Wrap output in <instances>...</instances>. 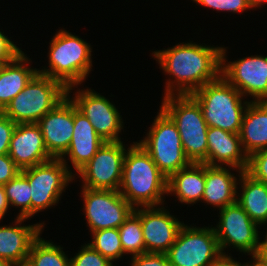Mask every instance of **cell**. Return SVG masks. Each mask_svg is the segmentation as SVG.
<instances>
[{
    "label": "cell",
    "mask_w": 267,
    "mask_h": 266,
    "mask_svg": "<svg viewBox=\"0 0 267 266\" xmlns=\"http://www.w3.org/2000/svg\"><path fill=\"white\" fill-rule=\"evenodd\" d=\"M151 55L170 77L165 81L164 96L191 94L221 76L222 46L190 40L152 51Z\"/></svg>",
    "instance_id": "1"
},
{
    "label": "cell",
    "mask_w": 267,
    "mask_h": 266,
    "mask_svg": "<svg viewBox=\"0 0 267 266\" xmlns=\"http://www.w3.org/2000/svg\"><path fill=\"white\" fill-rule=\"evenodd\" d=\"M168 178L158 169L139 142L130 143L123 163L120 194L133 207L161 206L166 203Z\"/></svg>",
    "instance_id": "2"
},
{
    "label": "cell",
    "mask_w": 267,
    "mask_h": 266,
    "mask_svg": "<svg viewBox=\"0 0 267 266\" xmlns=\"http://www.w3.org/2000/svg\"><path fill=\"white\" fill-rule=\"evenodd\" d=\"M49 44V65L38 68V73L60 81L66 88L85 83L93 71L91 44L65 28H59Z\"/></svg>",
    "instance_id": "3"
},
{
    "label": "cell",
    "mask_w": 267,
    "mask_h": 266,
    "mask_svg": "<svg viewBox=\"0 0 267 266\" xmlns=\"http://www.w3.org/2000/svg\"><path fill=\"white\" fill-rule=\"evenodd\" d=\"M190 95L200 105L208 127L239 134L245 110L251 99L247 100L222 75Z\"/></svg>",
    "instance_id": "4"
},
{
    "label": "cell",
    "mask_w": 267,
    "mask_h": 266,
    "mask_svg": "<svg viewBox=\"0 0 267 266\" xmlns=\"http://www.w3.org/2000/svg\"><path fill=\"white\" fill-rule=\"evenodd\" d=\"M159 106L176 124L186 157L207 164V129L202 109L190 95H166Z\"/></svg>",
    "instance_id": "5"
},
{
    "label": "cell",
    "mask_w": 267,
    "mask_h": 266,
    "mask_svg": "<svg viewBox=\"0 0 267 266\" xmlns=\"http://www.w3.org/2000/svg\"><path fill=\"white\" fill-rule=\"evenodd\" d=\"M67 96L58 80L37 73L2 111L14 123H37Z\"/></svg>",
    "instance_id": "6"
},
{
    "label": "cell",
    "mask_w": 267,
    "mask_h": 266,
    "mask_svg": "<svg viewBox=\"0 0 267 266\" xmlns=\"http://www.w3.org/2000/svg\"><path fill=\"white\" fill-rule=\"evenodd\" d=\"M148 131L141 140L158 169L169 178L173 173L191 164L186 157L180 134L172 119L159 108Z\"/></svg>",
    "instance_id": "7"
},
{
    "label": "cell",
    "mask_w": 267,
    "mask_h": 266,
    "mask_svg": "<svg viewBox=\"0 0 267 266\" xmlns=\"http://www.w3.org/2000/svg\"><path fill=\"white\" fill-rule=\"evenodd\" d=\"M21 173L28 179L30 185L31 218L46 209L56 207L69 183L76 180L60 158H52L23 169Z\"/></svg>",
    "instance_id": "8"
},
{
    "label": "cell",
    "mask_w": 267,
    "mask_h": 266,
    "mask_svg": "<svg viewBox=\"0 0 267 266\" xmlns=\"http://www.w3.org/2000/svg\"><path fill=\"white\" fill-rule=\"evenodd\" d=\"M184 224L165 253L171 266H211L223 254L213 225Z\"/></svg>",
    "instance_id": "9"
},
{
    "label": "cell",
    "mask_w": 267,
    "mask_h": 266,
    "mask_svg": "<svg viewBox=\"0 0 267 266\" xmlns=\"http://www.w3.org/2000/svg\"><path fill=\"white\" fill-rule=\"evenodd\" d=\"M218 218L213 228L222 254L232 255L227 250L232 248L239 254L253 258L258 248L259 230L262 228L252 221L237 202L219 209Z\"/></svg>",
    "instance_id": "10"
},
{
    "label": "cell",
    "mask_w": 267,
    "mask_h": 266,
    "mask_svg": "<svg viewBox=\"0 0 267 266\" xmlns=\"http://www.w3.org/2000/svg\"><path fill=\"white\" fill-rule=\"evenodd\" d=\"M78 87L75 85L67 88V95L75 103L77 109L92 123L96 133L105 142L122 141L120 134L125 123L114 102L94 89Z\"/></svg>",
    "instance_id": "11"
},
{
    "label": "cell",
    "mask_w": 267,
    "mask_h": 266,
    "mask_svg": "<svg viewBox=\"0 0 267 266\" xmlns=\"http://www.w3.org/2000/svg\"><path fill=\"white\" fill-rule=\"evenodd\" d=\"M80 194L89 232L119 228L134 210L119 190L81 187Z\"/></svg>",
    "instance_id": "12"
},
{
    "label": "cell",
    "mask_w": 267,
    "mask_h": 266,
    "mask_svg": "<svg viewBox=\"0 0 267 266\" xmlns=\"http://www.w3.org/2000/svg\"><path fill=\"white\" fill-rule=\"evenodd\" d=\"M126 151L123 141L104 142L75 178L88 189L119 190Z\"/></svg>",
    "instance_id": "13"
},
{
    "label": "cell",
    "mask_w": 267,
    "mask_h": 266,
    "mask_svg": "<svg viewBox=\"0 0 267 266\" xmlns=\"http://www.w3.org/2000/svg\"><path fill=\"white\" fill-rule=\"evenodd\" d=\"M222 47L221 75L246 99L267 101V56L251 55L227 60V50Z\"/></svg>",
    "instance_id": "14"
},
{
    "label": "cell",
    "mask_w": 267,
    "mask_h": 266,
    "mask_svg": "<svg viewBox=\"0 0 267 266\" xmlns=\"http://www.w3.org/2000/svg\"><path fill=\"white\" fill-rule=\"evenodd\" d=\"M165 207L168 206L140 207L145 253H166L185 224Z\"/></svg>",
    "instance_id": "15"
},
{
    "label": "cell",
    "mask_w": 267,
    "mask_h": 266,
    "mask_svg": "<svg viewBox=\"0 0 267 266\" xmlns=\"http://www.w3.org/2000/svg\"><path fill=\"white\" fill-rule=\"evenodd\" d=\"M48 153L61 158L70 146L73 135V101L67 95L38 122Z\"/></svg>",
    "instance_id": "16"
},
{
    "label": "cell",
    "mask_w": 267,
    "mask_h": 266,
    "mask_svg": "<svg viewBox=\"0 0 267 266\" xmlns=\"http://www.w3.org/2000/svg\"><path fill=\"white\" fill-rule=\"evenodd\" d=\"M73 127L70 146L60 159L68 167L69 171L76 176V174L96 154L105 141L96 133L92 123L77 109L74 102ZM69 162L72 164L71 166L70 164L68 165Z\"/></svg>",
    "instance_id": "17"
},
{
    "label": "cell",
    "mask_w": 267,
    "mask_h": 266,
    "mask_svg": "<svg viewBox=\"0 0 267 266\" xmlns=\"http://www.w3.org/2000/svg\"><path fill=\"white\" fill-rule=\"evenodd\" d=\"M27 220L31 219L16 217L11 225H0V258L14 266L27 261L32 243L43 233L46 224L39 221L25 225Z\"/></svg>",
    "instance_id": "18"
},
{
    "label": "cell",
    "mask_w": 267,
    "mask_h": 266,
    "mask_svg": "<svg viewBox=\"0 0 267 266\" xmlns=\"http://www.w3.org/2000/svg\"><path fill=\"white\" fill-rule=\"evenodd\" d=\"M8 155L21 170L53 158L46 149L41 129L37 123L16 124Z\"/></svg>",
    "instance_id": "19"
},
{
    "label": "cell",
    "mask_w": 267,
    "mask_h": 266,
    "mask_svg": "<svg viewBox=\"0 0 267 266\" xmlns=\"http://www.w3.org/2000/svg\"><path fill=\"white\" fill-rule=\"evenodd\" d=\"M248 163L249 157L242 147L239 134L208 127L207 165L230 166L246 171Z\"/></svg>",
    "instance_id": "20"
},
{
    "label": "cell",
    "mask_w": 267,
    "mask_h": 266,
    "mask_svg": "<svg viewBox=\"0 0 267 266\" xmlns=\"http://www.w3.org/2000/svg\"><path fill=\"white\" fill-rule=\"evenodd\" d=\"M232 171H236L238 174ZM242 172V170L230 166L205 164V187L201 203L213 206L215 210L235 203L238 177Z\"/></svg>",
    "instance_id": "21"
},
{
    "label": "cell",
    "mask_w": 267,
    "mask_h": 266,
    "mask_svg": "<svg viewBox=\"0 0 267 266\" xmlns=\"http://www.w3.org/2000/svg\"><path fill=\"white\" fill-rule=\"evenodd\" d=\"M205 187V164L191 163L173 173L167 182V195L174 196L181 204L201 203Z\"/></svg>",
    "instance_id": "22"
},
{
    "label": "cell",
    "mask_w": 267,
    "mask_h": 266,
    "mask_svg": "<svg viewBox=\"0 0 267 266\" xmlns=\"http://www.w3.org/2000/svg\"><path fill=\"white\" fill-rule=\"evenodd\" d=\"M239 137L245 153L267 149V101H250L241 124Z\"/></svg>",
    "instance_id": "23"
},
{
    "label": "cell",
    "mask_w": 267,
    "mask_h": 266,
    "mask_svg": "<svg viewBox=\"0 0 267 266\" xmlns=\"http://www.w3.org/2000/svg\"><path fill=\"white\" fill-rule=\"evenodd\" d=\"M30 63L32 65L31 58L23 52L14 61L0 67V112L38 73V68H31Z\"/></svg>",
    "instance_id": "24"
},
{
    "label": "cell",
    "mask_w": 267,
    "mask_h": 266,
    "mask_svg": "<svg viewBox=\"0 0 267 266\" xmlns=\"http://www.w3.org/2000/svg\"><path fill=\"white\" fill-rule=\"evenodd\" d=\"M236 202L258 226L267 222V184L247 171L239 177Z\"/></svg>",
    "instance_id": "25"
},
{
    "label": "cell",
    "mask_w": 267,
    "mask_h": 266,
    "mask_svg": "<svg viewBox=\"0 0 267 266\" xmlns=\"http://www.w3.org/2000/svg\"><path fill=\"white\" fill-rule=\"evenodd\" d=\"M41 236L32 243L26 262L31 266H70L63 246Z\"/></svg>",
    "instance_id": "26"
},
{
    "label": "cell",
    "mask_w": 267,
    "mask_h": 266,
    "mask_svg": "<svg viewBox=\"0 0 267 266\" xmlns=\"http://www.w3.org/2000/svg\"><path fill=\"white\" fill-rule=\"evenodd\" d=\"M118 230L122 249L125 254L132 257L145 253L140 207L134 208L124 223L119 226Z\"/></svg>",
    "instance_id": "27"
},
{
    "label": "cell",
    "mask_w": 267,
    "mask_h": 266,
    "mask_svg": "<svg viewBox=\"0 0 267 266\" xmlns=\"http://www.w3.org/2000/svg\"><path fill=\"white\" fill-rule=\"evenodd\" d=\"M3 186L10 208L19 209L16 217L31 219V193L28 179L20 172Z\"/></svg>",
    "instance_id": "28"
},
{
    "label": "cell",
    "mask_w": 267,
    "mask_h": 266,
    "mask_svg": "<svg viewBox=\"0 0 267 266\" xmlns=\"http://www.w3.org/2000/svg\"><path fill=\"white\" fill-rule=\"evenodd\" d=\"M91 241L89 244L98 253L108 258L112 263L126 256L123 252L118 228H109L90 232Z\"/></svg>",
    "instance_id": "29"
},
{
    "label": "cell",
    "mask_w": 267,
    "mask_h": 266,
    "mask_svg": "<svg viewBox=\"0 0 267 266\" xmlns=\"http://www.w3.org/2000/svg\"><path fill=\"white\" fill-rule=\"evenodd\" d=\"M70 266H116L108 258L93 249L89 244L81 245L78 253L70 257Z\"/></svg>",
    "instance_id": "30"
},
{
    "label": "cell",
    "mask_w": 267,
    "mask_h": 266,
    "mask_svg": "<svg viewBox=\"0 0 267 266\" xmlns=\"http://www.w3.org/2000/svg\"><path fill=\"white\" fill-rule=\"evenodd\" d=\"M196 5L221 12L243 13L253 10L247 0H191Z\"/></svg>",
    "instance_id": "31"
},
{
    "label": "cell",
    "mask_w": 267,
    "mask_h": 266,
    "mask_svg": "<svg viewBox=\"0 0 267 266\" xmlns=\"http://www.w3.org/2000/svg\"><path fill=\"white\" fill-rule=\"evenodd\" d=\"M246 171L255 179L267 184V149L257 151L249 157Z\"/></svg>",
    "instance_id": "32"
},
{
    "label": "cell",
    "mask_w": 267,
    "mask_h": 266,
    "mask_svg": "<svg viewBox=\"0 0 267 266\" xmlns=\"http://www.w3.org/2000/svg\"><path fill=\"white\" fill-rule=\"evenodd\" d=\"M0 29V64L5 65L14 61L22 51L21 47H18L16 43L12 41V37H8L4 34V31Z\"/></svg>",
    "instance_id": "33"
},
{
    "label": "cell",
    "mask_w": 267,
    "mask_h": 266,
    "mask_svg": "<svg viewBox=\"0 0 267 266\" xmlns=\"http://www.w3.org/2000/svg\"><path fill=\"white\" fill-rule=\"evenodd\" d=\"M129 258V266H171L165 253L146 252Z\"/></svg>",
    "instance_id": "34"
},
{
    "label": "cell",
    "mask_w": 267,
    "mask_h": 266,
    "mask_svg": "<svg viewBox=\"0 0 267 266\" xmlns=\"http://www.w3.org/2000/svg\"><path fill=\"white\" fill-rule=\"evenodd\" d=\"M16 127L9 117L0 112V155L8 154L13 131Z\"/></svg>",
    "instance_id": "35"
},
{
    "label": "cell",
    "mask_w": 267,
    "mask_h": 266,
    "mask_svg": "<svg viewBox=\"0 0 267 266\" xmlns=\"http://www.w3.org/2000/svg\"><path fill=\"white\" fill-rule=\"evenodd\" d=\"M21 169L14 163L8 154L0 155V184H7L15 178Z\"/></svg>",
    "instance_id": "36"
},
{
    "label": "cell",
    "mask_w": 267,
    "mask_h": 266,
    "mask_svg": "<svg viewBox=\"0 0 267 266\" xmlns=\"http://www.w3.org/2000/svg\"><path fill=\"white\" fill-rule=\"evenodd\" d=\"M211 266H248V260L242 263L240 260L234 259L232 255H222Z\"/></svg>",
    "instance_id": "37"
},
{
    "label": "cell",
    "mask_w": 267,
    "mask_h": 266,
    "mask_svg": "<svg viewBox=\"0 0 267 266\" xmlns=\"http://www.w3.org/2000/svg\"><path fill=\"white\" fill-rule=\"evenodd\" d=\"M10 205L8 203L4 186L0 184V221H3L5 214H7Z\"/></svg>",
    "instance_id": "38"
},
{
    "label": "cell",
    "mask_w": 267,
    "mask_h": 266,
    "mask_svg": "<svg viewBox=\"0 0 267 266\" xmlns=\"http://www.w3.org/2000/svg\"><path fill=\"white\" fill-rule=\"evenodd\" d=\"M262 226H263V228H264V226L267 227V222L262 224V225H260L259 227H262ZM260 232L263 234L262 231H259L258 248H257V251H256L255 255H267V228H266V232H264L266 234L265 235L263 234V237L265 236L263 238L264 239L263 241L261 240L262 237H260L261 236Z\"/></svg>",
    "instance_id": "39"
},
{
    "label": "cell",
    "mask_w": 267,
    "mask_h": 266,
    "mask_svg": "<svg viewBox=\"0 0 267 266\" xmlns=\"http://www.w3.org/2000/svg\"><path fill=\"white\" fill-rule=\"evenodd\" d=\"M251 8L254 10L260 9L267 3V0H247Z\"/></svg>",
    "instance_id": "40"
},
{
    "label": "cell",
    "mask_w": 267,
    "mask_h": 266,
    "mask_svg": "<svg viewBox=\"0 0 267 266\" xmlns=\"http://www.w3.org/2000/svg\"><path fill=\"white\" fill-rule=\"evenodd\" d=\"M254 259H256L262 266H267V255H254Z\"/></svg>",
    "instance_id": "41"
},
{
    "label": "cell",
    "mask_w": 267,
    "mask_h": 266,
    "mask_svg": "<svg viewBox=\"0 0 267 266\" xmlns=\"http://www.w3.org/2000/svg\"><path fill=\"white\" fill-rule=\"evenodd\" d=\"M248 266H262L256 259L250 258L248 261Z\"/></svg>",
    "instance_id": "42"
},
{
    "label": "cell",
    "mask_w": 267,
    "mask_h": 266,
    "mask_svg": "<svg viewBox=\"0 0 267 266\" xmlns=\"http://www.w3.org/2000/svg\"><path fill=\"white\" fill-rule=\"evenodd\" d=\"M0 266H14V265L0 258Z\"/></svg>",
    "instance_id": "43"
},
{
    "label": "cell",
    "mask_w": 267,
    "mask_h": 266,
    "mask_svg": "<svg viewBox=\"0 0 267 266\" xmlns=\"http://www.w3.org/2000/svg\"><path fill=\"white\" fill-rule=\"evenodd\" d=\"M16 266H31V265H29L27 262H22Z\"/></svg>",
    "instance_id": "44"
}]
</instances>
